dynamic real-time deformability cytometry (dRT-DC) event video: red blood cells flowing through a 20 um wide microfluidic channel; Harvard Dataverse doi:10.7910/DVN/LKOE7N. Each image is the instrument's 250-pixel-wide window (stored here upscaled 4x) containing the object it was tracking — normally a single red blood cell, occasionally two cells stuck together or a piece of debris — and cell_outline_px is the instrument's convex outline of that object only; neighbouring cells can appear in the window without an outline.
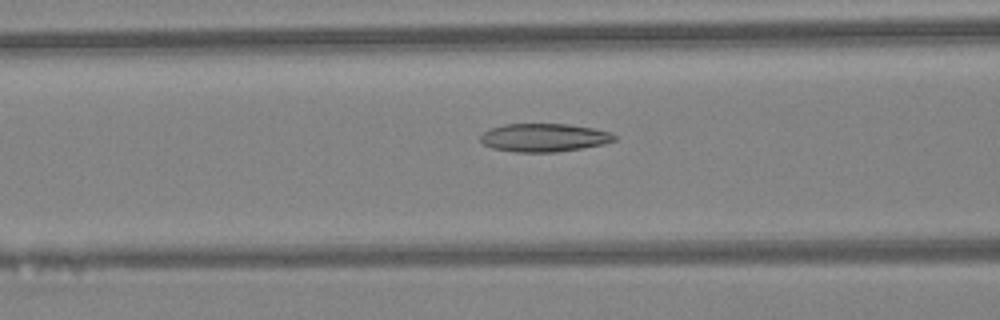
{"species": "Egyptian fruit bat (a non-hibernating species)", "species_latin": "Rousettus aegyptiacus", "temperature_condition": "warm", "stored_images_in_passage": 45, "camera_frame_rate_fps": 3000, "um_per_image_px": 0.085, "animal": {"sex": "female"}, "frame": {"image": 1, "passage_image": 18, "time_ms": 5.667, "image_size_px": [1000, 320], "cell_outline_px": [[616, 140], [604, 144], [556, 152], [516, 152], [492, 148], [484, 144], [480, 140], [480, 136], [488, 128], [504, 124], [568, 124], [592, 128], [608, 132], [616, 136]], "centroid_in_image_um": [46.21, 11.69], "position_along_channel_um": 120.4, "area_um2": 21.96}}
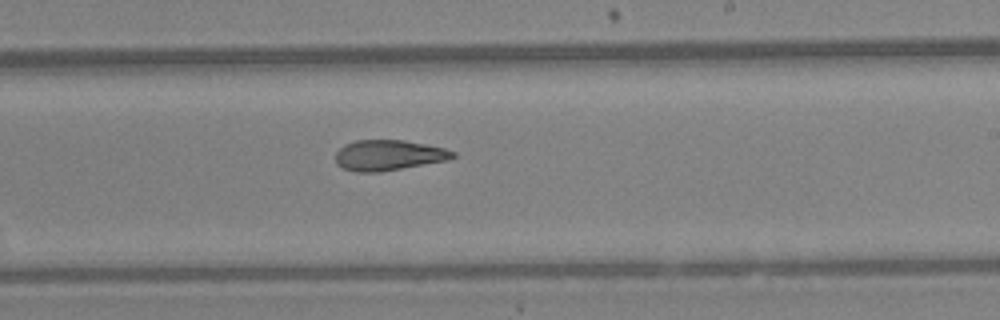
{"frame": {"image": 2, "passage_image": 27, "time_ms": 8.667, "image_size_px": [1000, 320], "cell_outline_px": [[456, 156], [448, 160], [380, 172], [356, 172], [344, 168], [336, 164], [336, 152], [344, 144], [356, 140], [404, 140], [444, 148], [456, 152]], "centroid_in_image_um": [33.02, 13.19], "position_along_channel_um": 256.0, "area_um2": 20.81}}
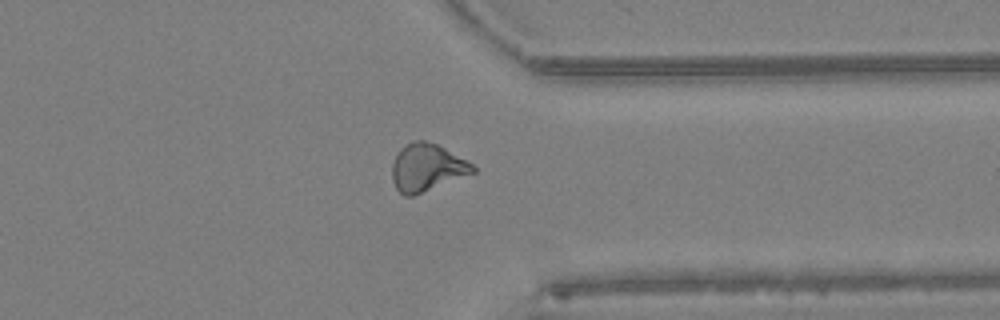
{"frame": {"image": 3, "passage_image": 35, "time_ms": 11.333, "image_size_px": [1000, 320], "cell_outline_px": [[476, 172], [412, 196], [404, 196], [396, 188], [392, 180], [392, 164], [400, 148], [404, 144], [412, 140], [424, 140], [436, 144], [444, 148], [472, 164], [476, 168]], "centroid_in_image_um": [36.26, 14.23], "position_along_channel_um": 375.1, "area_um2": 22.14}, "authors_computed_cell_mechanics": {"area_um2": 22.0218, "velocity_mm_per_s": 4.5466, "shape_relaxation_time_tau1_ms": null, "shape_relaxation_time_tau2_ms": 4.2096, "deformation_change_tau1": null, "deformation_change_tau2": 0.1341}}